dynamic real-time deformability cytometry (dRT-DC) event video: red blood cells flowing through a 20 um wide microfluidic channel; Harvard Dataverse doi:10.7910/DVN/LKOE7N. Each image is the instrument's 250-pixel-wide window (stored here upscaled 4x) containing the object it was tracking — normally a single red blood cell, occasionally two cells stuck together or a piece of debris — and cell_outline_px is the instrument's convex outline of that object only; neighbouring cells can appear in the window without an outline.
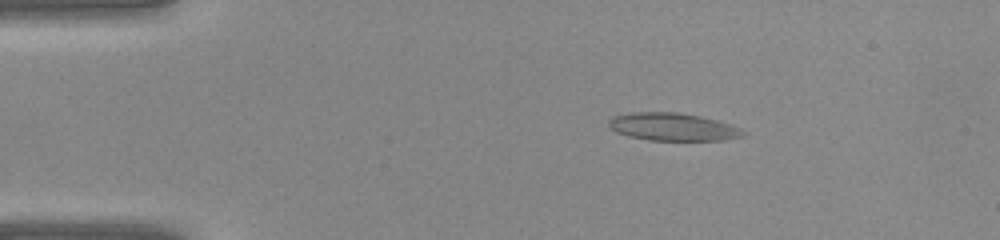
{"species": "common noctule bat (a hibernating species)", "species_latin": "Nyctalus noctula", "temperature_condition": "warm", "stored_images_in_passage": 36, "segment_of_instrument_passage": [1, 2], "camera_frame_rate_fps": 3000, "um_per_image_px": 0.085, "animal": {"sex": "female", "body_mass_g": 22.0, "forearm_length_mm": 56.7}, "frame": {"image": 1, "passage_image": 2, "time_ms": 0.333, "image_size_px": [1000, 240], "cell_outline_px": [[748, 132], [744, 136], [728, 140], [648, 140], [628, 136], [616, 132], [608, 128], [608, 120], [612, 116], [632, 112], [676, 112], [700, 116], [732, 124]], "centroid_in_image_um": [57.2, 10.78], "position_along_channel_um": 27.8, "area_um2": 22.02}}
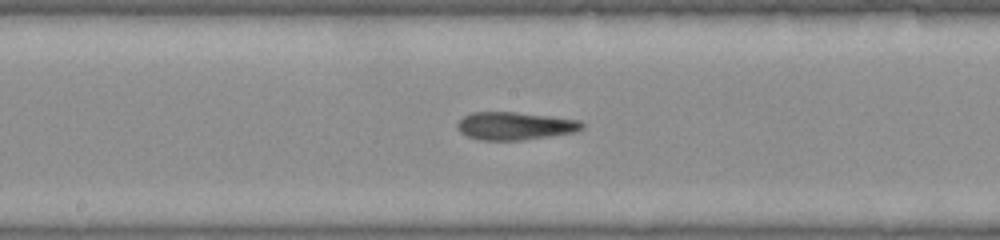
{"frame": {"image": 2, "passage_image": 16, "time_ms": 5.0, "image_size_px": [1000, 240], "cell_outline_px": [[584, 128], [576, 132], [524, 140], [480, 140], [468, 136], [460, 132], [456, 128], [456, 124], [464, 116], [472, 112], [516, 112], [580, 120], [584, 124]], "centroid_in_image_um": [43.77, 10.7], "position_along_channel_um": 204.4, "area_um2": 20.29}}
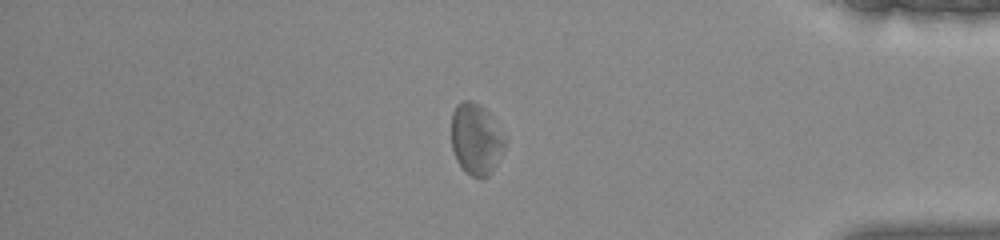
{"frame": {"image": 3, "passage_image": 29, "time_ms": 9.333, "image_size_px": [1000, 240], "cell_outline_px": [[508, 140], [492, 172], [488, 176], [480, 180], [464, 172], [456, 160], [452, 148], [452, 112], [456, 104], [464, 100], [472, 100], [480, 104], [484, 108]], "centroid_in_image_um": [40.46, 11.84], "position_along_channel_um": 394.7, "area_um2": 22.48}}